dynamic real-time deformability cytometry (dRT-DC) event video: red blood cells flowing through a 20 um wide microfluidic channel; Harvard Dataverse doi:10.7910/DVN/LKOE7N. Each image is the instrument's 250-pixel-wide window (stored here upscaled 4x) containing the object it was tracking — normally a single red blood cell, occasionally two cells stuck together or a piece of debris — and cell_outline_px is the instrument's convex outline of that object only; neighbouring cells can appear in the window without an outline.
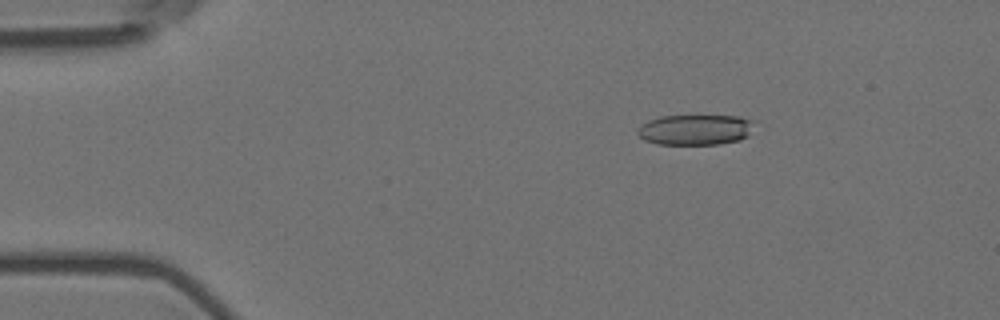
{"species": "Egyptian fruit bat (a non-hibernating species)", "species_latin": "Rousettus aegyptiacus", "temperature_condition": "room temperature", "stored_images_in_passage": 5, "camera_frame_rate_fps": 3000, "um_per_image_px": 0.085, "animal": {"sex": "female"}, "frame": {"image": 1, "passage_image": 3, "time_ms": 0.667, "image_size_px": [1000, 320], "cell_outline_px": [[756, 120], [748, 136], [740, 140], [720, 144], [656, 144], [644, 140], [636, 132], [636, 128], [640, 124], [648, 120], [660, 116], [740, 116]], "centroid_in_image_um": [59.1, 11.02], "position_along_channel_um": 25.9, "area_um2": 21.04}}